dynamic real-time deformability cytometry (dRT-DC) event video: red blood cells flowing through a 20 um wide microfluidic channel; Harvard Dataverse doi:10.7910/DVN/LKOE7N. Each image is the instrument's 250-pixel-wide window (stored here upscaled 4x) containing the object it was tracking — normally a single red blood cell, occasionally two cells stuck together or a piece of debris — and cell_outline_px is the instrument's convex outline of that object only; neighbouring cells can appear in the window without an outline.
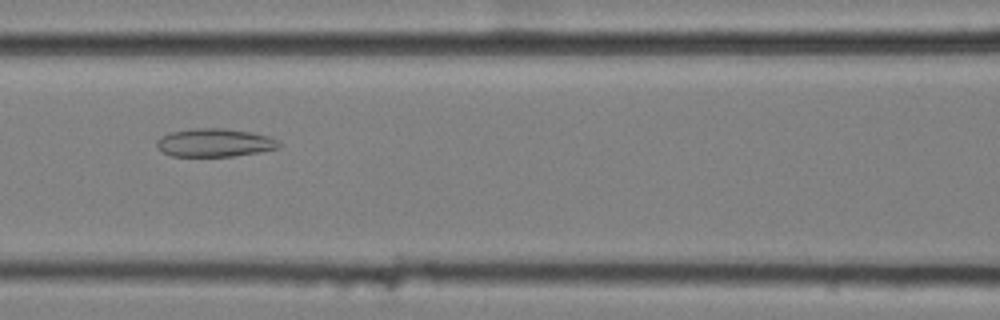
{"species": "common noctule bat (a hibernating species)", "species_latin": "Nyctalus noctula", "temperature_condition": "cold", "stored_images_in_passage": 35, "camera_frame_rate_fps": 3000, "um_per_image_px": 0.085, "animal": {"sex": "female", "body_mass_g": 25.1}, "frame": {"image": 1, "passage_image": 9, "time_ms": 2.667, "image_size_px": [1000, 320], "cell_outline_px": [[284, 144], [280, 148], [260, 152], [232, 156], [172, 156], [164, 152], [156, 144], [156, 140], [160, 136], [168, 132], [192, 128], [224, 128], [252, 132], [268, 136], [280, 140]], "centroid_in_image_um": [18.29, 12.12], "position_along_channel_um": 148.3, "area_um2": 20.4}}
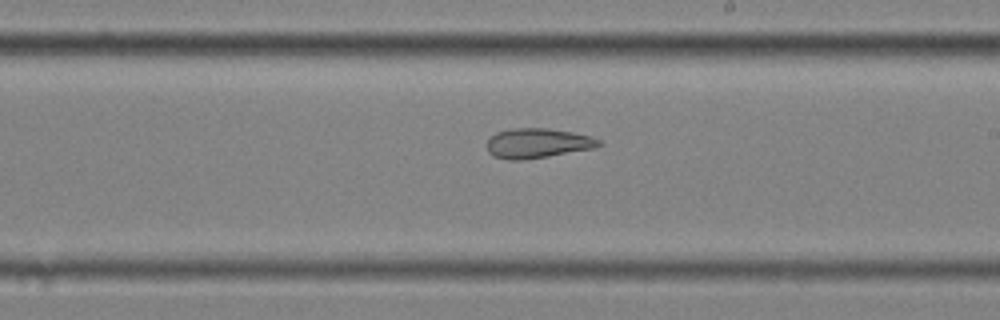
{"frame": {"image": 2, "passage_image": 17, "time_ms": 5.333, "image_size_px": [1000, 320], "cell_outline_px": [[604, 144], [596, 148], [548, 156], [520, 160], [508, 160], [492, 156], [488, 152], [488, 140], [496, 132], [512, 128], [548, 128], [572, 132], [592, 136], [600, 140]], "centroid_in_image_um": [45.72, 12.17], "position_along_channel_um": 243.3, "area_um2": 19.54}}
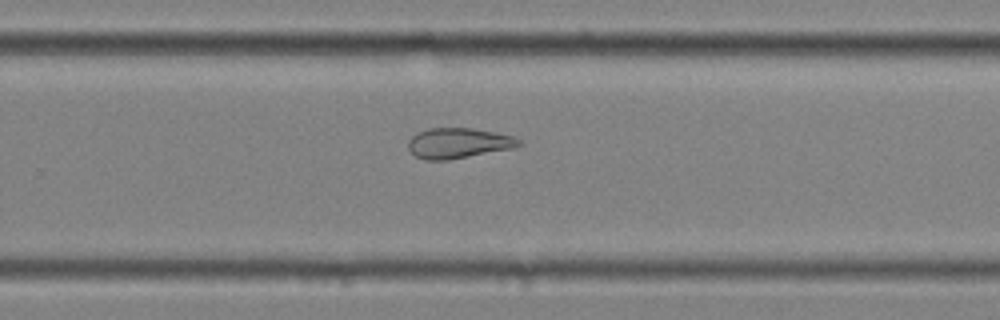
{"frame": {"image": 3, "passage_image": 21, "time_ms": 6.667, "image_size_px": [1000, 320], "cell_outline_px": [[524, 144], [512, 148], [448, 160], [424, 160], [416, 156], [408, 148], [408, 140], [416, 132], [428, 128], [472, 128], [512, 136], [520, 140]], "centroid_in_image_um": [38.92, 12.16], "position_along_channel_um": 290.9, "area_um2": 19.48}, "authors_computed_cell_mechanics": {"area_um2": 20.9236, "velocity_mm_per_s": 3.5687, "shape_relaxation_time_tau1_ms": null, "shape_relaxation_time_tau2_ms": 5.7571, "deformation_change_tau1": null, "deformation_change_tau2": 0.1431}}